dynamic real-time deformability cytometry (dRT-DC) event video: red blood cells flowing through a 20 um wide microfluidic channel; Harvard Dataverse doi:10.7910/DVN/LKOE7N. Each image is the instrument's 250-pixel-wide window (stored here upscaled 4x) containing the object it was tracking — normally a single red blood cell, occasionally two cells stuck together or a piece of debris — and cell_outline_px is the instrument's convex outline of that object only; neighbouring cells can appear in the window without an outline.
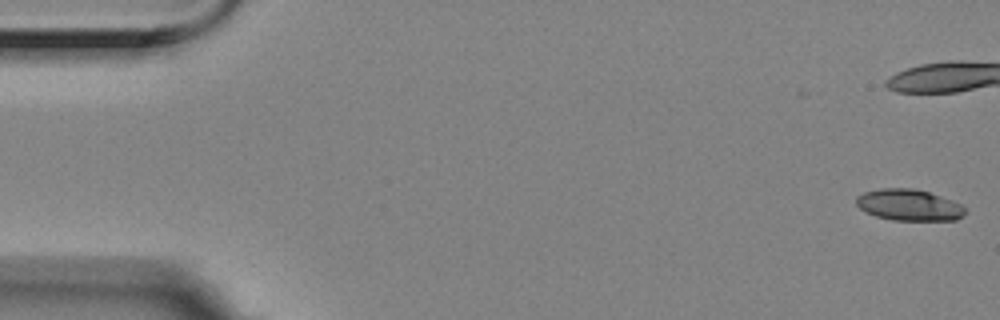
{"species": "Egyptian fruit bat (a non-hibernating species)", "species_latin": "Rousettus aegyptiacus", "temperature_condition": "room temperature", "stored_images_in_passage": 49, "camera_frame_rate_fps": 3000, "um_per_image_px": 0.085, "animal": {"sex": "female"}, "frame": {"image": 1, "passage_image": 1, "time_ms": 0.0, "image_size_px": [1000, 320], "cell_outline_px": [[964, 216], [956, 220], [892, 220], [876, 216], [860, 208], [856, 204], [856, 196], [864, 192], [880, 188], [912, 188], [928, 192], [952, 200], [960, 204], [964, 208]], "centroid_in_image_um": [77.25, 17.42], "position_along_channel_um": 7.7, "area_um2": 19.77}}